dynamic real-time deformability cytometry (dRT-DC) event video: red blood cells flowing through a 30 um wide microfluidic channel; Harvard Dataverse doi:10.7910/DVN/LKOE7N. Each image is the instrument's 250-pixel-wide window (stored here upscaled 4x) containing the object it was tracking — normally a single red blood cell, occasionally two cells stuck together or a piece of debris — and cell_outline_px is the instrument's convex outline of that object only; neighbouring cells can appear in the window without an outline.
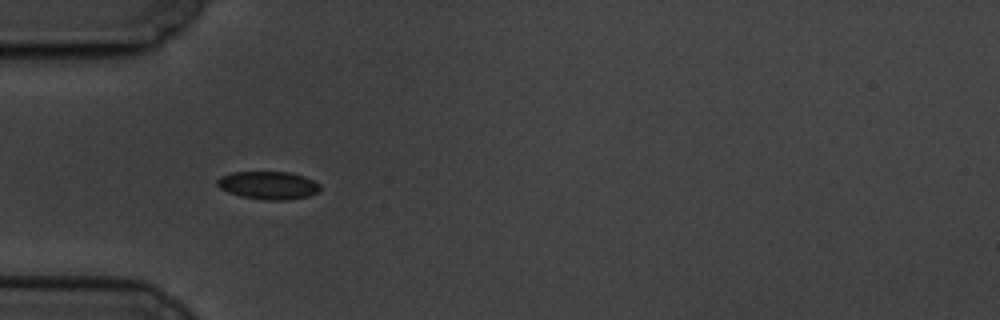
{"species": "common noctule bat (a hibernating species)", "species_latin": "Nyctalus noctula", "temperature_condition": "cold", "stored_images_in_passage": 6, "camera_frame_rate_fps": 3000, "um_per_image_px": 0.085, "animal": {"sex": "male", "body_mass_g": 19.5, "forearm_length_mm": 54.6}, "frame": {"image": 1, "passage_image": 5, "time_ms": 4.333, "image_size_px": [1000, 320], "cell_outline_px": [[320, 188], [316, 192], [308, 196], [288, 200], [268, 200], [240, 196], [228, 192], [220, 188], [216, 184], [216, 180], [220, 176], [232, 172], [288, 172], [304, 176], [320, 184]], "centroid_in_image_um": [22.78, 15.74], "position_along_channel_um": 62.2, "area_um2": 16.7}}
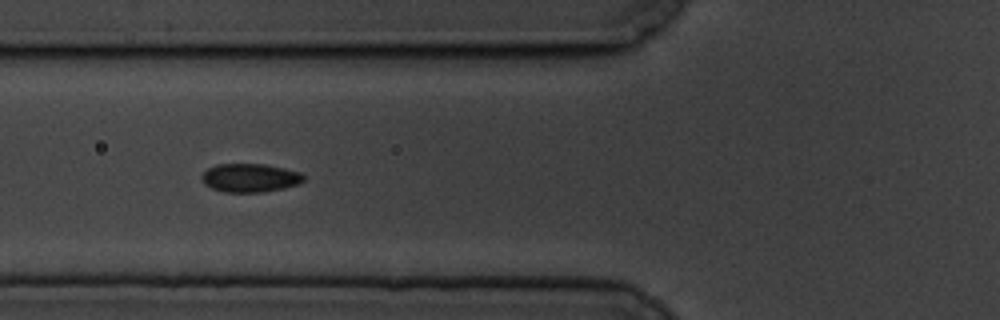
{"frame": {"image": 2, "passage_image": 6, "time_ms": 5.667, "image_size_px": [1000, 320], "cell_outline_px": [[304, 180], [300, 184], [284, 188], [260, 192], [224, 192], [212, 188], [204, 184], [200, 176], [208, 168], [216, 164], [264, 164], [284, 168], [300, 172], [304, 176]], "centroid_in_image_um": [21.24, 15.11], "position_along_channel_um": 104.6, "area_um2": 16.99}}